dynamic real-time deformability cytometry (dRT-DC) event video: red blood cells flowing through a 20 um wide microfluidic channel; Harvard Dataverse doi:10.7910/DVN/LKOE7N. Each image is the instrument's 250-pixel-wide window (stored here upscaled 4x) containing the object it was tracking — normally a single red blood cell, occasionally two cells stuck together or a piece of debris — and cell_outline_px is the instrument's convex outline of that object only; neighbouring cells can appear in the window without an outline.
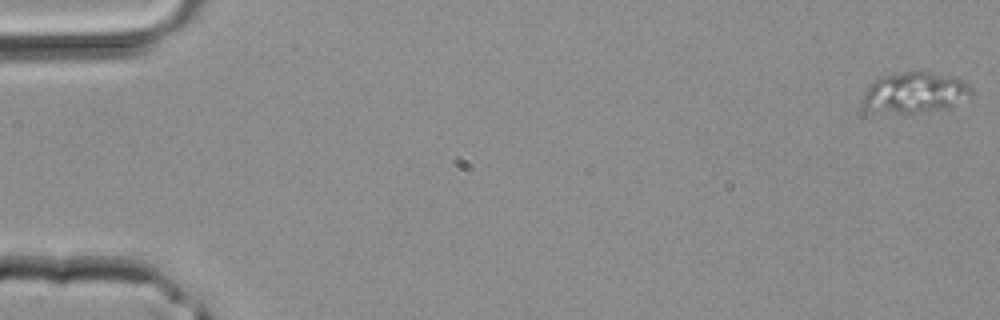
{"species": "common noctule bat (a hibernating species)", "species_latin": "Nyctalus noctula", "temperature_condition": "room temperature", "stored_images_in_passage": 41, "camera_frame_rate_fps": 3000, "um_per_image_px": 0.085, "animal": {"sex": "male", "body_mass_g": 20.4}, "frame": {"image": 1, "passage_image": 1, "time_ms": 0.0, "image_size_px": [1000, 320], "cell_outline_px": [[972, 96], [948, 108], [912, 112], [900, 112], [868, 108], [864, 104], [864, 92], [880, 76], [904, 72], [928, 72], [956, 80], [972, 88]], "centroid_in_image_um": [77.78, 7.86], "position_along_channel_um": 7.2, "area_um2": 24.39}}
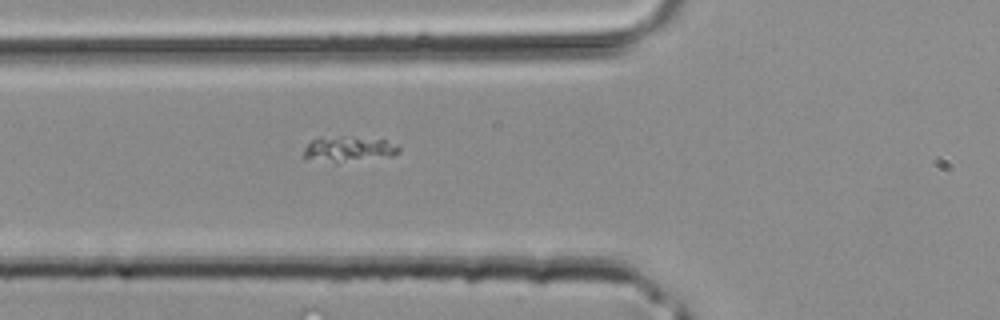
{"frame": {"image": 2, "passage_image": 16, "time_ms": 5.0, "image_size_px": [1000, 320], "cell_outline_px": [[400, 152], [392, 156], [336, 164], [304, 156], [304, 148], [312, 140], [320, 136], [340, 136], [384, 140], [396, 144], [400, 148]], "centroid_in_image_um": [29.65, 12.68], "position_along_channel_um": 96.1, "area_um2": 14.28}}
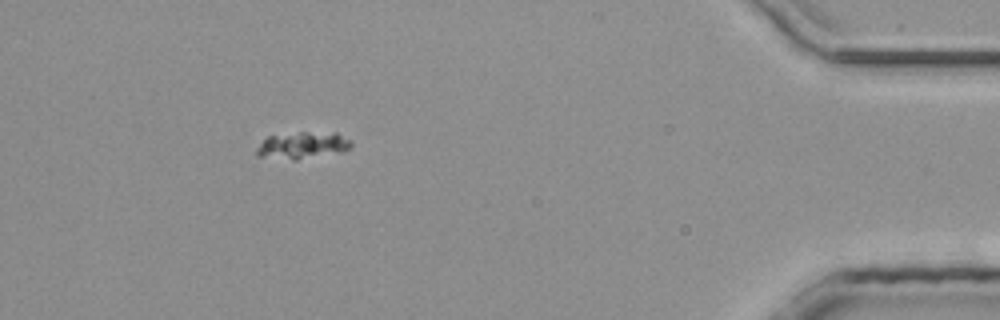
{"frame": {"image": 3, "passage_image": 38, "time_ms": 12.333, "image_size_px": [1000, 320], "cell_outline_px": [[352, 148], [344, 152], [296, 160], [292, 160], [256, 156], [256, 148], [268, 136], [300, 132], [336, 132], [352, 140]], "centroid_in_image_um": [25.78, 12.36], "position_along_channel_um": 409.4, "area_um2": 15.14}}